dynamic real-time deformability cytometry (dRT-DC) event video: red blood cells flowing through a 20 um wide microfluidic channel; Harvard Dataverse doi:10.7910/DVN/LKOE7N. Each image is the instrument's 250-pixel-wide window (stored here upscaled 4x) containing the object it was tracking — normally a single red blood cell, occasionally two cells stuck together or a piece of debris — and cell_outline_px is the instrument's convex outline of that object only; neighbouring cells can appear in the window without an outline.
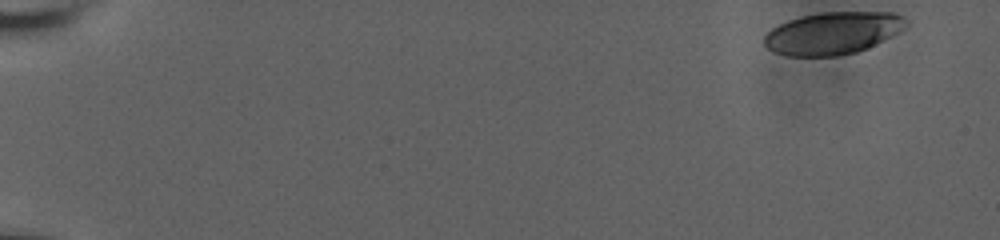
{"species": "human", "species_latin": "Homo sapiens", "temperature_condition": "room temperature", "stored_images_in_passage": 45, "camera_frame_rate_fps": 3000, "um_per_image_px": 0.085, "donor": {"sex": "male"}, "frame": {"image": 1, "passage_image": 1, "time_ms": 0.0, "image_size_px": [1000, 240], "cell_outline_px": [[908, 28], [892, 36], [856, 52], [836, 56], [788, 56], [772, 52], [764, 44], [764, 36], [772, 28], [788, 20], [800, 16], [820, 12], [892, 12], [904, 16], [908, 20]], "centroid_in_image_um": [70.81, 2.8], "position_along_channel_um": 14.2, "area_um2": 35.2}}
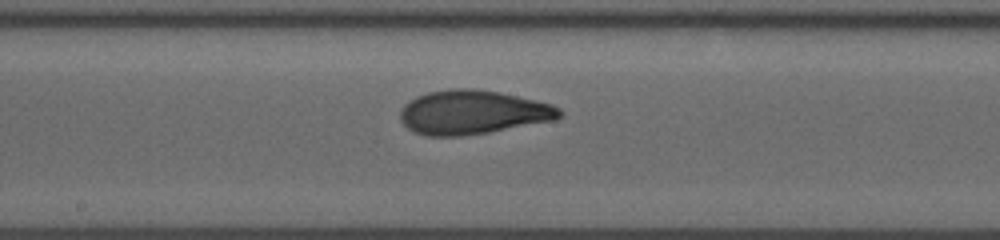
{"frame": {"image": 2, "passage_image": 25, "time_ms": 10.0, "image_size_px": [1000, 240], "cell_outline_px": [[564, 112], [556, 120], [488, 132], [460, 136], [424, 136], [412, 132], [400, 120], [400, 108], [408, 100], [416, 96], [428, 92], [452, 88], [476, 88], [500, 92], [552, 104], [560, 108]], "centroid_in_image_um": [40.15, 9.54], "position_along_channel_um": 208.0, "area_um2": 41.21}}
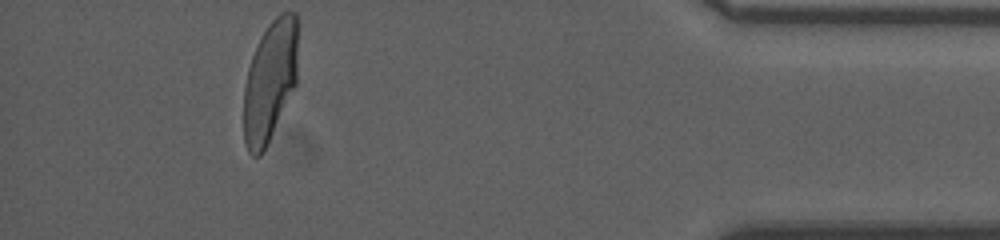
{"frame": {"image": 3, "passage_image": 45, "time_ms": 16.667, "image_size_px": [1000, 240], "cell_outline_px": [[296, 84], [264, 152], [260, 156], [252, 156], [248, 152], [244, 144], [244, 88], [248, 68], [256, 44], [260, 36], [268, 24], [280, 12], [296, 12]], "centroid_in_image_um": [22.92, 6.92], "position_along_channel_um": 412.3, "area_um2": 38.15}, "authors_computed_cell_mechanics": {"area_um2": 39.015, "velocity_mm_per_s": 3.7598, "shape_relaxation_time_tau1_ms": 10.3855, "shape_relaxation_time_tau2_ms": 1.0838, "deformation_change_tau1": 0.3001, "deformation_change_tau2": 0.0742}}